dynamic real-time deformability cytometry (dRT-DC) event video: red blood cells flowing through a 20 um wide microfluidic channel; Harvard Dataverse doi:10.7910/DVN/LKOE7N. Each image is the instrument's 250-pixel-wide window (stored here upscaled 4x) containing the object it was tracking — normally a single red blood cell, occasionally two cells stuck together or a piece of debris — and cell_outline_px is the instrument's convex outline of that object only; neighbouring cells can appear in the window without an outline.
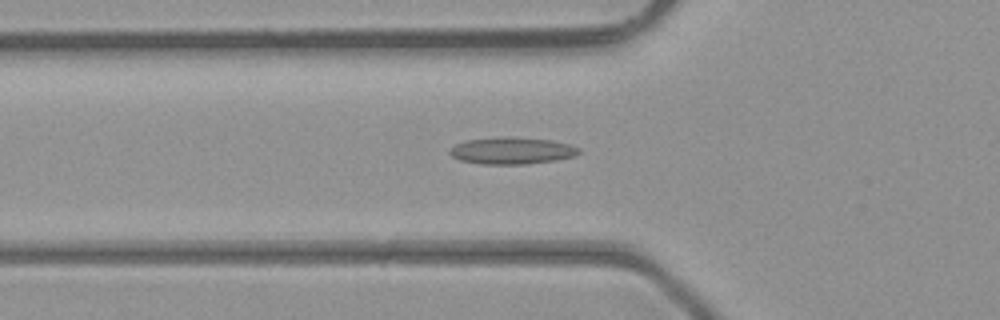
{"species": "common noctule bat (a hibernating species)", "species_latin": "Nyctalus noctula", "temperature_condition": "room temperature", "stored_images_in_passage": 46, "camera_frame_rate_fps": 3000, "um_per_image_px": 0.085, "animal": {"sex": "male", "body_mass_g": 23.1, "forearm_length_mm": 52.7}, "frame": {"image": 1, "passage_image": 16, "time_ms": 5.0, "image_size_px": [1000, 320], "cell_outline_px": [[580, 152], [576, 156], [556, 160], [524, 164], [480, 164], [460, 160], [452, 156], [448, 152], [456, 144], [468, 140], [508, 136], [552, 140], [572, 144], [580, 148]], "centroid_in_image_um": [43.56, 12.81], "position_along_channel_um": 82.2, "area_um2": 20.29}}
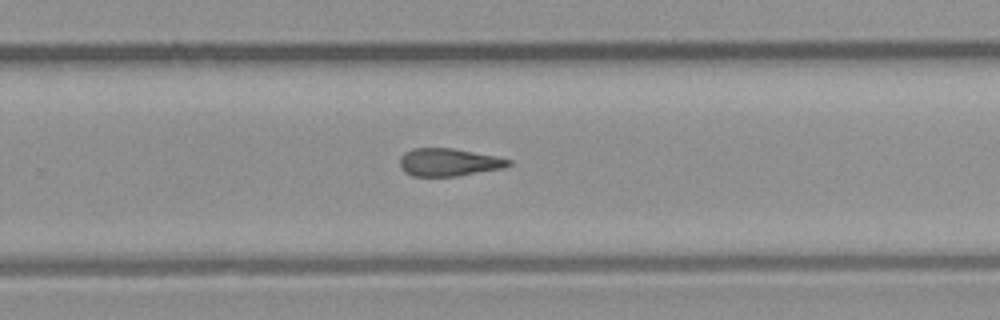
{"frame": {"image": 2, "passage_image": 30, "time_ms": 9.667, "image_size_px": [1000, 320], "cell_outline_px": [[512, 164], [504, 168], [456, 176], [412, 176], [404, 172], [400, 168], [400, 156], [404, 152], [412, 148], [452, 148], [496, 156], [512, 160]], "centroid_in_image_um": [38.12, 13.79], "position_along_channel_um": 291.7, "area_um2": 17.69}}
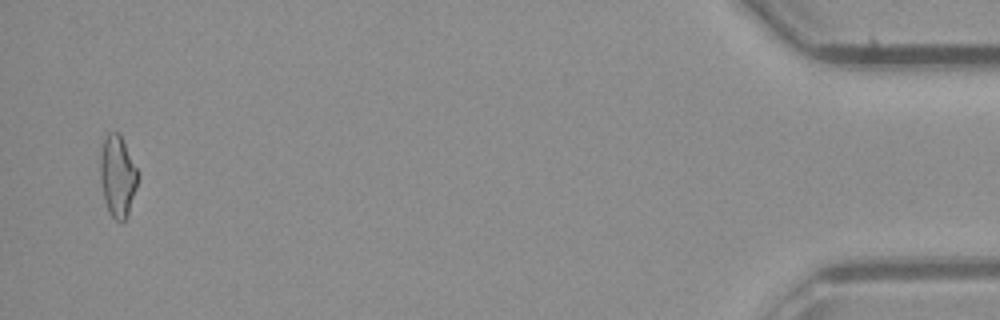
{"frame": {"image": 3, "passage_image": 45, "time_ms": 14.667, "image_size_px": [1000, 320], "cell_outline_px": [[136, 184], [128, 216], [124, 220], [116, 220], [108, 212], [100, 180], [100, 152], [104, 140], [108, 132], [116, 132], [120, 136], [136, 168]], "centroid_in_image_um": [9.95, 14.98], "position_along_channel_um": 425.2, "area_um2": 17.17}, "authors_computed_cell_mechanics": {"area_um2": 18.2648, "velocity_mm_per_s": 4.4624, "shape_relaxation_time_tau1_ms": null, "shape_relaxation_time_tau2_ms": 5.5613, "deformation_change_tau1": null, "deformation_change_tau2": 0.1792}}